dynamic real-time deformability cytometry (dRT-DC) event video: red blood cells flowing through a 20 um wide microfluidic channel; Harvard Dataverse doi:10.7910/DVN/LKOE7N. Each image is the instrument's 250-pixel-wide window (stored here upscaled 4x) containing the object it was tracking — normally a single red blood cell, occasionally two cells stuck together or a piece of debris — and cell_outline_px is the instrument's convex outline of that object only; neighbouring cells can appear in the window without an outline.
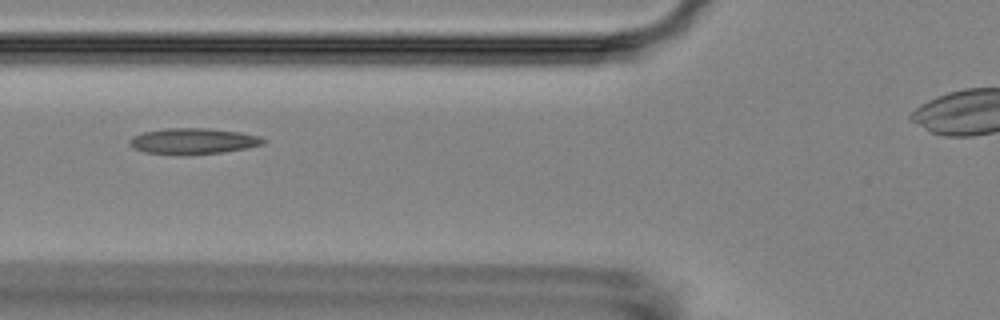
{"species": "Egyptian fruit bat (a non-hibernating species)", "species_latin": "Rousettus aegyptiacus", "temperature_condition": "room temperature", "stored_images_in_passage": 8, "segment_of_instrument_passage": [1, 2], "camera_frame_rate_fps": 3000, "um_per_image_px": 0.085, "animal": {"sex": "female"}, "frame": {"image": 1, "passage_image": 3, "time_ms": 2.333, "image_size_px": [1000, 320], "cell_outline_px": [[268, 140], [264, 144], [224, 152], [144, 152], [132, 148], [128, 144], [128, 140], [132, 136], [144, 132], [164, 128], [208, 128], [240, 132], [260, 136]], "centroid_in_image_um": [16.43, 11.94], "position_along_channel_um": 109.4, "area_um2": 19.48}}
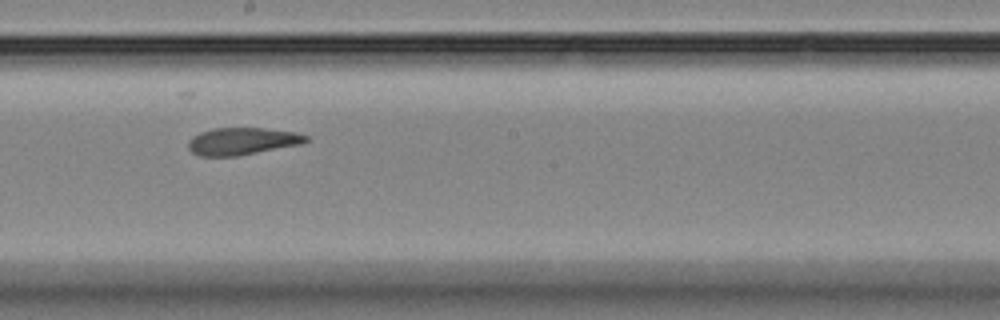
{"frame": {"image": 2, "passage_image": 6, "time_ms": 5.667, "image_size_px": [1000, 320], "cell_outline_px": [[308, 140], [304, 144], [236, 156], [200, 156], [192, 152], [188, 148], [188, 140], [192, 136], [200, 132], [212, 128], [264, 128], [296, 132], [308, 136]], "centroid_in_image_um": [20.59, 12.0], "position_along_channel_um": 227.6, "area_um2": 18.84}}
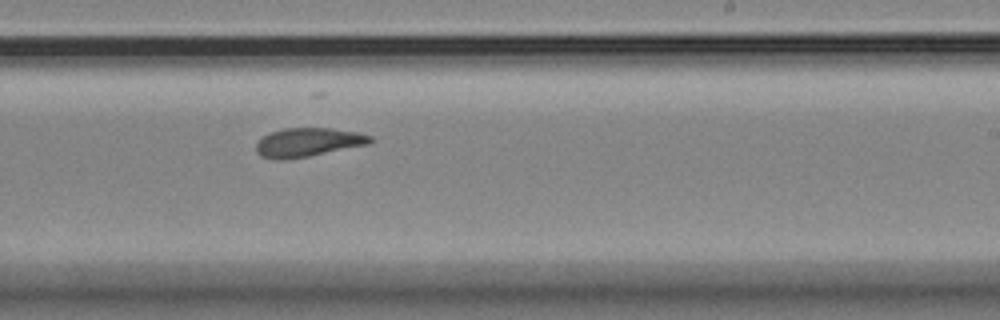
{"frame": {"image": 3, "passage_image": 7, "time_ms": 6.667, "image_size_px": [1000, 320], "cell_outline_px": [[376, 140], [372, 144], [308, 156], [284, 160], [272, 160], [260, 156], [256, 152], [256, 144], [268, 132], [284, 128], [332, 128], [356, 132], [372, 136]], "centroid_in_image_um": [26.2, 12.1], "position_along_channel_um": 262.8, "area_um2": 19.48}}